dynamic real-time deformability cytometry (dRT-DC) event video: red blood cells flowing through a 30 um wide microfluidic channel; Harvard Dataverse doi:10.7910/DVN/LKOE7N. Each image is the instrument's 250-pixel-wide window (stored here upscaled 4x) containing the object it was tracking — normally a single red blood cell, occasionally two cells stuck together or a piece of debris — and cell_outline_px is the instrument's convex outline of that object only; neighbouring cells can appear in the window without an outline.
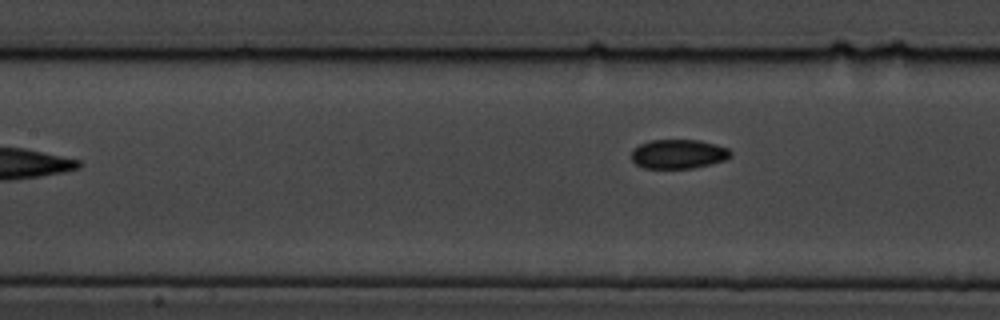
{"species": "common noctule bat (a hibernating species)", "species_latin": "Nyctalus noctula", "temperature_condition": "cold", "stored_images_in_passage": 8, "camera_frame_rate_fps": 3000, "um_per_image_px": 0.085, "animal": {"sex": "male", "body_mass_g": 19.5, "forearm_length_mm": 54.6}, "frame": {"image": 1, "passage_image": 8, "time_ms": 9.0, "image_size_px": [1000, 320], "cell_outline_px": [[732, 156], [724, 160], [712, 164], [692, 168], [644, 168], [636, 164], [632, 160], [632, 148], [640, 144], [652, 140], [700, 140], [716, 144], [728, 148], [732, 152]], "centroid_in_image_um": [57.68, 13.09], "position_along_channel_um": 149.7, "area_um2": 16.99}}